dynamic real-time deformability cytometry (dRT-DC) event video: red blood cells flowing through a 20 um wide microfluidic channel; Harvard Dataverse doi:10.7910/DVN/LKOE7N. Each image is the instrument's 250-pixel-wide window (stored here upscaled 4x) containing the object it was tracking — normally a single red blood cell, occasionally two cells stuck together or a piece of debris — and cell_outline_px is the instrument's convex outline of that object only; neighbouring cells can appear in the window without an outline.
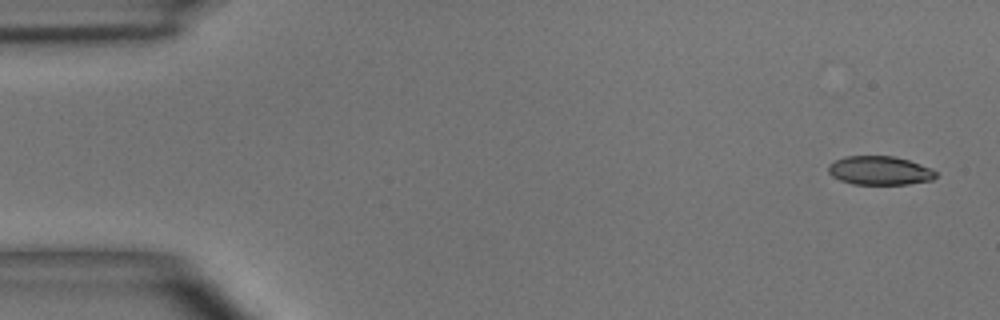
{"species": "common noctule bat (a hibernating species)", "species_latin": "Nyctalus noctula", "temperature_condition": "room temperature", "stored_images_in_passage": 4, "camera_frame_rate_fps": 3000, "um_per_image_px": 0.085, "animal": {"sex": "male", "body_mass_g": 15.6}, "frame": {"image": 1, "passage_image": 1, "time_ms": 0.0, "image_size_px": [1000, 320], "cell_outline_px": [[936, 176], [932, 180], [908, 184], [852, 184], [840, 180], [832, 176], [828, 172], [828, 164], [844, 156], [892, 156], [908, 160], [932, 168], [936, 172]], "centroid_in_image_um": [74.76, 14.5], "position_along_channel_um": 10.2, "area_um2": 18.03}}
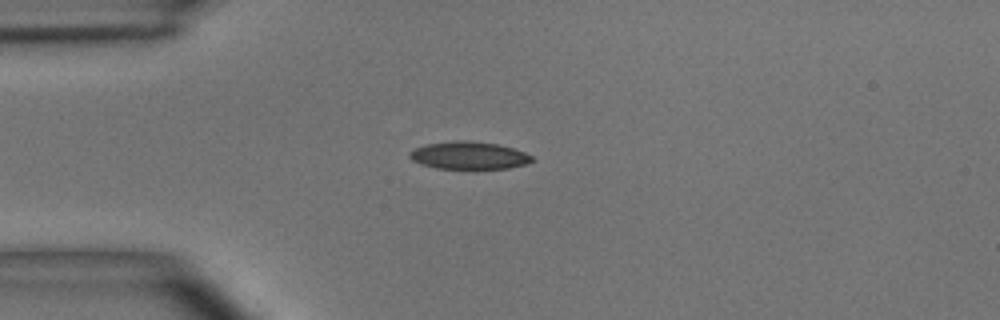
{"frame": {"image": 2, "passage_image": 4, "time_ms": 3.667, "image_size_px": [1000, 320], "cell_outline_px": [[536, 160], [528, 164], [508, 168], [476, 172], [472, 172], [436, 168], [420, 164], [412, 160], [408, 156], [408, 152], [412, 148], [428, 144], [456, 140], [472, 140], [496, 144], [512, 148], [524, 152], [532, 156]], "centroid_in_image_um": [39.86, 13.27], "position_along_channel_um": 45.1, "area_um2": 20.87}}